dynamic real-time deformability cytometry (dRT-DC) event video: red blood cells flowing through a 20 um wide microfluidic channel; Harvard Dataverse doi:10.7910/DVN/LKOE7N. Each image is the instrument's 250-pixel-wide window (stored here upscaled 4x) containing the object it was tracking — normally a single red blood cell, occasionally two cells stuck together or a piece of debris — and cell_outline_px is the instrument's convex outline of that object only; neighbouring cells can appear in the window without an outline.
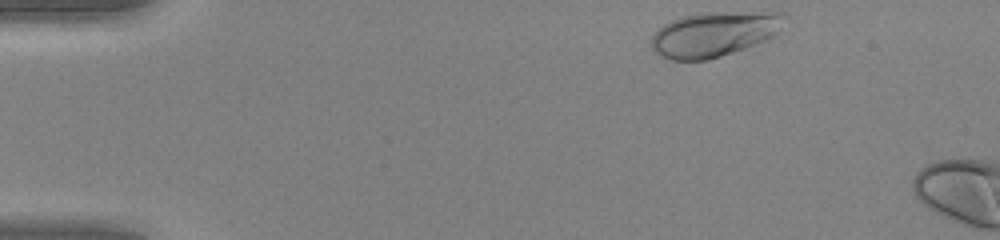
{"species": "human", "species_latin": "Homo sapiens", "temperature_condition": "warm", "stored_images_in_passage": 4, "camera_frame_rate_fps": 3000, "um_per_image_px": 0.085, "donor": {"sex": "female"}, "frame": {"image": 1, "passage_image": 1, "time_ms": 0.0, "image_size_px": [1000, 240], "cell_outline_px": [[780, 16], [776, 32], [772, 36], [756, 44], [708, 60], [672, 60], [660, 56], [652, 48], [652, 36], [664, 24], [672, 20], [696, 12], [780, 12]], "centroid_in_image_um": [60.6, 2.9], "position_along_channel_um": 24.4, "area_um2": 34.04}}